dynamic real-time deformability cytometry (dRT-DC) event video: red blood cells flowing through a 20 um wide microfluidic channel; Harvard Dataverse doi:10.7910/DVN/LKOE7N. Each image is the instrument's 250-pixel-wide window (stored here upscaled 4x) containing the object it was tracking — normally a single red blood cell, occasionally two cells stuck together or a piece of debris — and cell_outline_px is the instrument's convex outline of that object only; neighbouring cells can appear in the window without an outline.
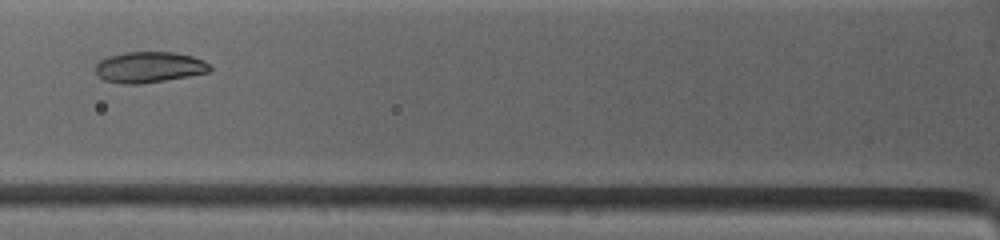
{"species": "common noctule bat (a hibernating species)", "species_latin": "Nyctalus noctula", "temperature_condition": "warm", "stored_images_in_passage": 5, "camera_frame_rate_fps": 4500, "um_per_image_px": 0.085, "animal": {"sex": "female", "body_mass_g": 19.0, "forearm_length_mm": 53.3}, "frame": {"image": 1, "passage_image": 4, "time_ms": 2.667, "image_size_px": [1000, 240], "cell_outline_px": [[212, 68], [208, 72], [164, 80], [140, 84], [124, 84], [104, 80], [96, 72], [96, 64], [100, 60], [108, 56], [124, 52], [172, 52], [192, 56], [204, 60]], "centroid_in_image_um": [12.66, 5.7], "position_along_channel_um": 113.1, "area_um2": 20.4}}